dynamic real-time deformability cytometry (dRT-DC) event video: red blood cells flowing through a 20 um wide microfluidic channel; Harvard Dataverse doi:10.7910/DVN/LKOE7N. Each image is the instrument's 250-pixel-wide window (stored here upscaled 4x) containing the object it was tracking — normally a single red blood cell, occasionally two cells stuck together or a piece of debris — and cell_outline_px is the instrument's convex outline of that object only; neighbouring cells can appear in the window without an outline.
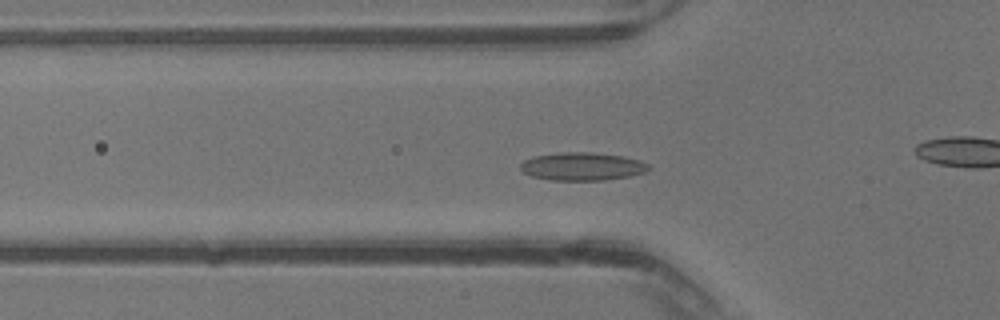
{"species": "common noctule bat (a hibernating species)", "species_latin": "Nyctalus noctula", "temperature_condition": "warm", "stored_images_in_passage": 41, "camera_frame_rate_fps": 3000, "um_per_image_px": 0.085, "animal": {"sex": "male", "body_mass_g": 13.3}, "frame": {"image": 1, "passage_image": 14, "time_ms": 4.333, "image_size_px": [1000, 320], "cell_outline_px": [[652, 168], [644, 172], [632, 176], [604, 180], [548, 180], [532, 176], [524, 172], [520, 168], [520, 164], [524, 160], [532, 156], [560, 152], [592, 152], [624, 156], [640, 160], [648, 164]], "centroid_in_image_um": [49.5, 14.14], "position_along_channel_um": 76.3, "area_um2": 21.15}}
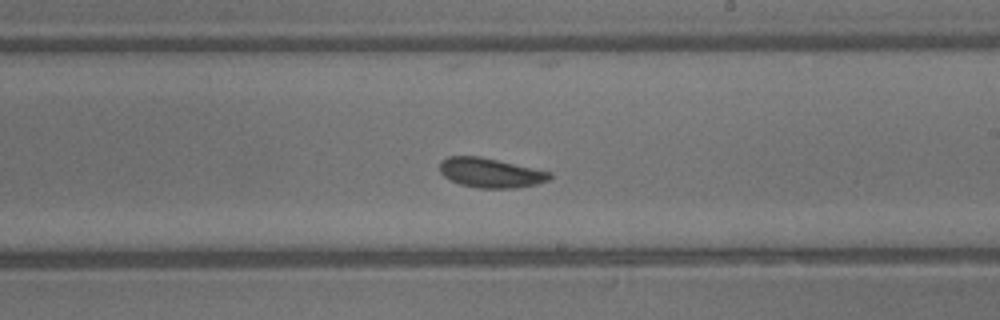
{"frame": {"image": 2, "passage_image": 24, "time_ms": 7.667, "image_size_px": [1000, 320], "cell_outline_px": [[552, 176], [548, 180], [536, 184], [516, 188], [480, 188], [460, 184], [444, 176], [440, 172], [440, 160], [448, 156], [480, 156], [552, 172]], "centroid_in_image_um": [41.69, 14.68], "position_along_channel_um": 247.3, "area_um2": 18.9}}
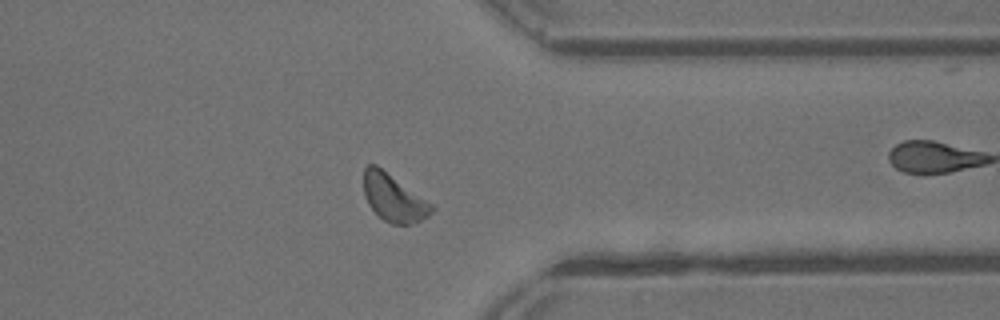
{"frame": {"image": 3, "passage_image": 32, "time_ms": 10.333, "image_size_px": [1000, 320], "cell_outline_px": [[436, 208], [428, 216], [412, 224], [392, 224], [384, 220], [368, 204], [364, 196], [364, 168], [368, 164], [376, 164], [432, 204]], "centroid_in_image_um": [33.45, 16.81], "position_along_channel_um": 377.9, "area_um2": 18.5}}